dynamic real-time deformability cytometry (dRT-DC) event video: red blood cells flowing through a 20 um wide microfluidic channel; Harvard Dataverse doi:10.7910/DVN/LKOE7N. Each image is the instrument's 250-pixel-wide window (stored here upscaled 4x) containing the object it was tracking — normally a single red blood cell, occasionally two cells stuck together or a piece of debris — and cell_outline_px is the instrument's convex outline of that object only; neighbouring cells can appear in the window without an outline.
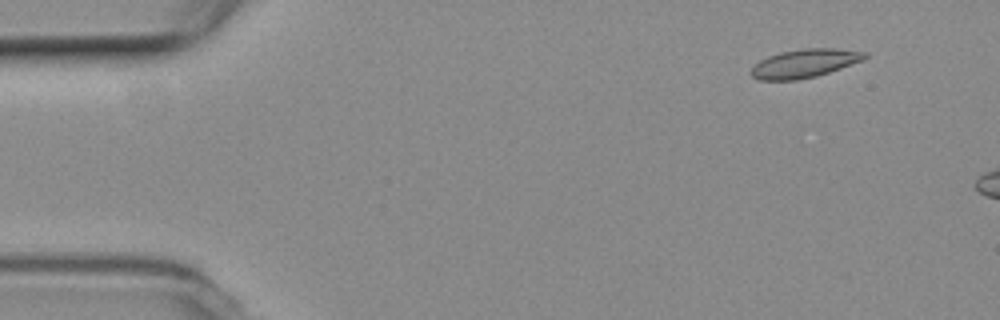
{"species": "common noctule bat (a hibernating species)", "species_latin": "Nyctalus noctula", "temperature_condition": "room temperature", "stored_images_in_passage": 10, "camera_frame_rate_fps": 3000, "um_per_image_px": 0.085, "animal": {"sex": "female", "body_mass_g": 19.3, "forearm_length_mm": 54.1}, "frame": {"image": 1, "passage_image": 5, "time_ms": 1.333, "image_size_px": [1000, 320], "cell_outline_px": [[868, 56], [864, 60], [816, 76], [796, 80], [760, 80], [752, 76], [748, 72], [760, 60], [768, 56], [780, 52], [804, 48], [836, 48], [868, 52]], "centroid_in_image_um": [68.4, 5.38], "position_along_channel_um": 16.6, "area_um2": 18.9}}